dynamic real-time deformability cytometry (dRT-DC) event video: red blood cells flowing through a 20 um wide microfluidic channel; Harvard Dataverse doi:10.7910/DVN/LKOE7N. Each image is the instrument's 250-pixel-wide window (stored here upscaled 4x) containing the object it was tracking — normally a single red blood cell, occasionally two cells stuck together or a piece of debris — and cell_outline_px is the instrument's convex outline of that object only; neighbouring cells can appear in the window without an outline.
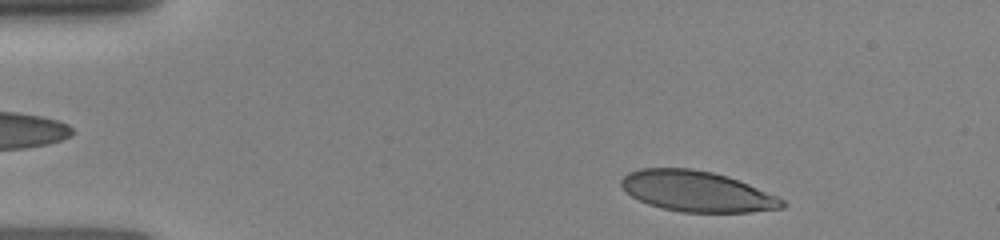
{"species": "human", "species_latin": "Homo sapiens", "temperature_condition": "room temperature", "stored_images_in_passage": 4, "camera_frame_rate_fps": 3000, "um_per_image_px": 0.085, "donor": {"sex": "female"}, "frame": {"image": 1, "passage_image": 1, "time_ms": 0.0, "image_size_px": [1000, 240], "cell_outline_px": [[788, 204], [784, 208], [748, 212], [680, 212], [648, 204], [632, 196], [620, 184], [620, 180], [628, 172], [640, 168], [692, 168], [712, 172], [728, 176], [748, 184], [776, 196], [784, 200]], "centroid_in_image_um": [59.24, 16.26], "position_along_channel_um": 25.8, "area_um2": 37.97}}
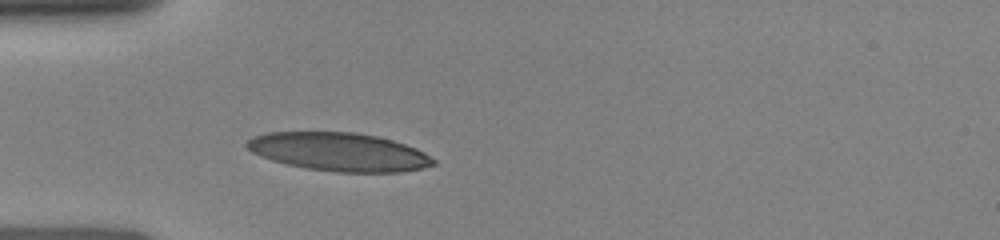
{"frame": {"image": 2, "passage_image": 4, "time_ms": 2.333, "image_size_px": [1000, 240], "cell_outline_px": [[436, 164], [424, 168], [400, 172], [336, 172], [308, 168], [288, 164], [272, 160], [260, 156], [252, 152], [244, 144], [252, 136], [268, 132], [356, 132], [376, 136], [392, 140], [416, 148], [424, 152], [436, 160]], "centroid_in_image_um": [28.83, 12.9], "position_along_channel_um": 56.2, "area_um2": 41.67}}